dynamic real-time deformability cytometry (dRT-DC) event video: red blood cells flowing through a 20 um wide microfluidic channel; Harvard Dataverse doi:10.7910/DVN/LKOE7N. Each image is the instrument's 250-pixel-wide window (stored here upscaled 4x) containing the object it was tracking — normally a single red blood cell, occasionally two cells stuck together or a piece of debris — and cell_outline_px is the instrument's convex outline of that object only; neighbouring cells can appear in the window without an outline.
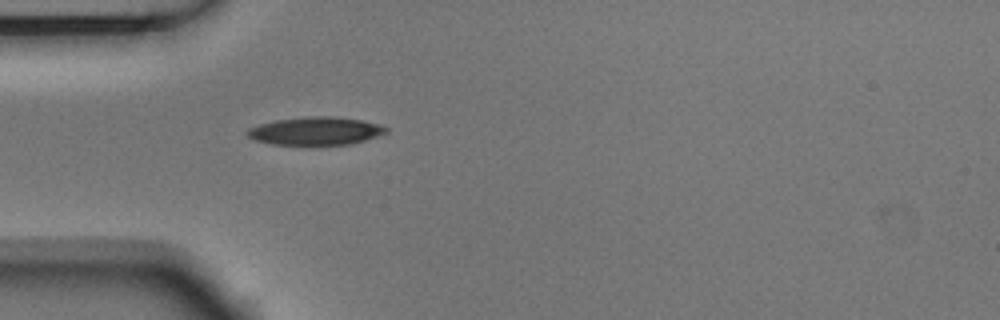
{"species": "Egyptian fruit bat (a non-hibernating species)", "species_latin": "Rousettus aegyptiacus", "temperature_condition": "room temperature", "stored_images_in_passage": 34, "camera_frame_rate_fps": 3000, "um_per_image_px": 0.085, "animal": {"sex": "male"}, "frame": {"image": 1, "passage_image": 1, "time_ms": 0.0, "image_size_px": [1000, 320], "cell_outline_px": [[388, 132], [364, 140], [348, 144], [272, 144], [256, 140], [248, 136], [244, 132], [248, 128], [260, 124], [276, 120], [316, 116], [332, 116], [360, 120], [380, 124], [388, 128]], "centroid_in_image_um": [26.82, 11.12], "position_along_channel_um": 58.2, "area_um2": 22.25}}
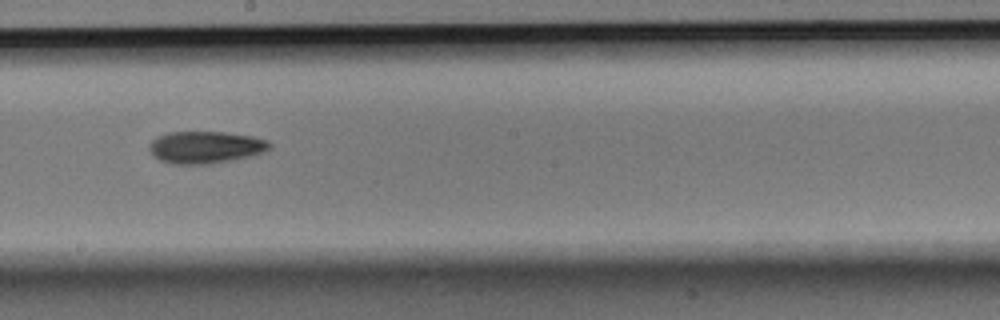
{"frame": {"image": 2, "passage_image": 15, "time_ms": 4.667, "image_size_px": [1000, 320], "cell_outline_px": [[272, 148], [264, 152], [252, 156], [212, 164], [172, 164], [160, 160], [148, 148], [148, 144], [156, 136], [168, 132], [224, 132], [252, 136], [268, 140], [272, 144]], "centroid_in_image_um": [17.5, 12.51], "position_along_channel_um": 230.7, "area_um2": 22.77}}
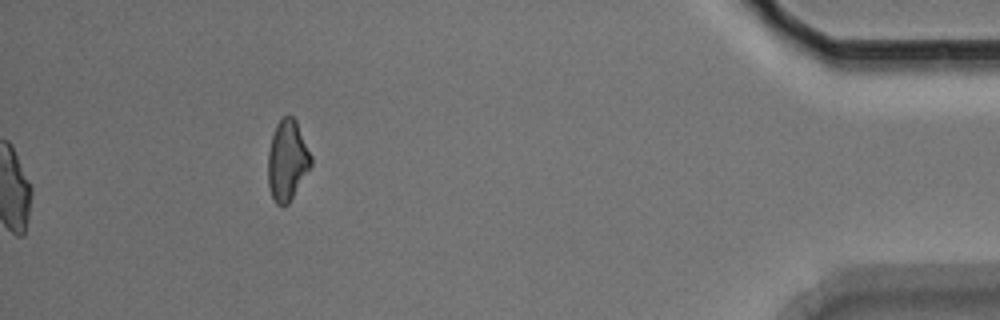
{"frame": {"image": 3, "passage_image": 34, "time_ms": 11.0, "image_size_px": [1000, 320], "cell_outline_px": [[312, 164], [288, 204], [276, 204], [268, 188], [268, 152], [272, 136], [276, 124], [284, 116], [292, 116], [296, 120], [312, 156]], "centroid_in_image_um": [24.41, 13.62], "position_along_channel_um": 410.8, "area_um2": 20.0}, "authors_computed_cell_mechanics": {"area_um2": 22.0218, "velocity_mm_per_s": 3.7603, "shape_relaxation_time_tau1_ms": 2.9082, "shape_relaxation_time_tau2_ms": null, "deformation_change_tau1": 0.1019, "deformation_change_tau2": null}}